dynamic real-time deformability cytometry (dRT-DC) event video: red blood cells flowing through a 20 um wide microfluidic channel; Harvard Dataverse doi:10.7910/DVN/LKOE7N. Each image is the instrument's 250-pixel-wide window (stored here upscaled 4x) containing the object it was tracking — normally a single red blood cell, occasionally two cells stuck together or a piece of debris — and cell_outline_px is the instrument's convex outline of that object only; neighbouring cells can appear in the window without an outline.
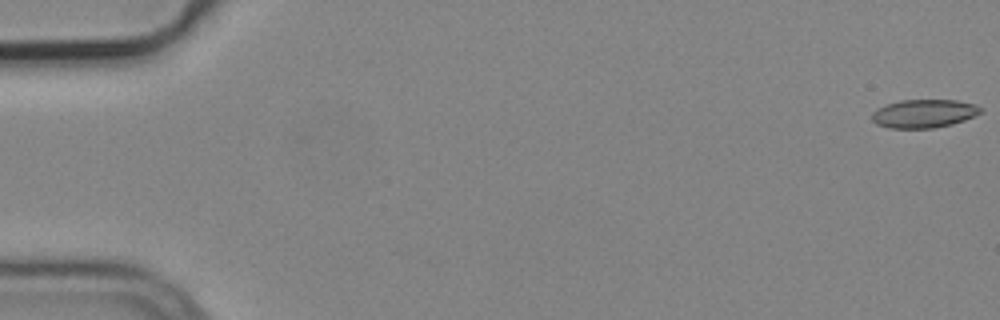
{"species": "common noctule bat (a hibernating species)", "species_latin": "Nyctalus noctula", "temperature_condition": "cold", "stored_images_in_passage": 7, "camera_frame_rate_fps": 3000, "um_per_image_px": 0.085, "animal": {"sex": "male", "body_mass_g": 19.2, "forearm_length_mm": 51.8}, "frame": {"image": 1, "passage_image": 1, "time_ms": 0.0, "image_size_px": [1000, 320], "cell_outline_px": [[984, 112], [964, 120], [952, 124], [932, 128], [888, 128], [876, 124], [872, 120], [872, 112], [876, 108], [900, 100], [956, 100], [976, 104], [984, 108]], "centroid_in_image_um": [78.56, 9.65], "position_along_channel_um": 6.4, "area_um2": 18.15}}
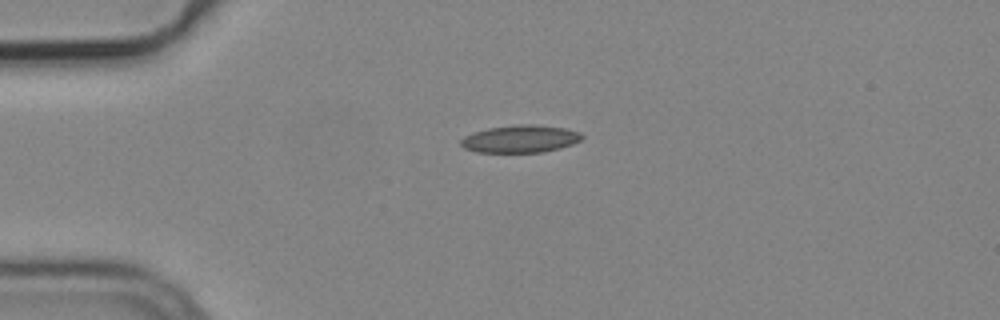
{"frame": {"image": 2, "passage_image": 5, "time_ms": 1.333, "image_size_px": [1000, 320], "cell_outline_px": [[584, 136], [580, 140], [572, 144], [560, 148], [540, 152], [476, 152], [464, 148], [460, 144], [460, 140], [464, 136], [488, 128], [520, 124], [536, 124], [564, 128], [580, 132]], "centroid_in_image_um": [44.23, 11.8], "position_along_channel_um": 40.8, "area_um2": 19.31}}
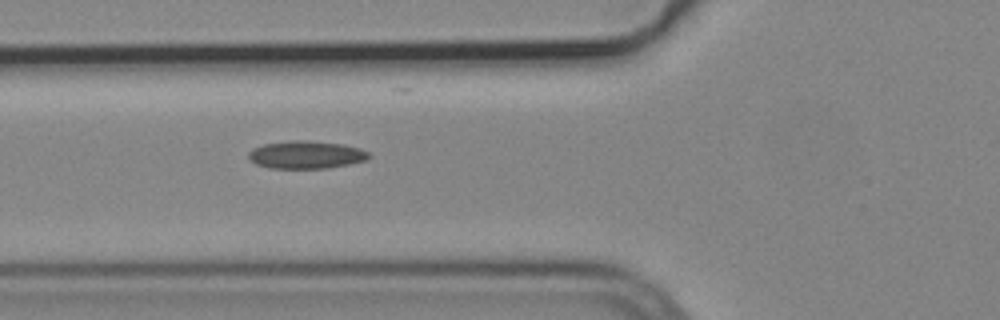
{"frame": {"image": 3, "passage_image": 7, "time_ms": 2.0, "image_size_px": [1000, 320], "cell_outline_px": [[372, 156], [364, 160], [348, 164], [324, 168], [268, 168], [256, 164], [248, 156], [248, 152], [252, 148], [264, 144], [292, 140], [308, 140], [344, 144], [360, 148], [368, 152]], "centroid_in_image_um": [26.01, 13.14], "position_along_channel_um": 99.8, "area_um2": 19.42}}